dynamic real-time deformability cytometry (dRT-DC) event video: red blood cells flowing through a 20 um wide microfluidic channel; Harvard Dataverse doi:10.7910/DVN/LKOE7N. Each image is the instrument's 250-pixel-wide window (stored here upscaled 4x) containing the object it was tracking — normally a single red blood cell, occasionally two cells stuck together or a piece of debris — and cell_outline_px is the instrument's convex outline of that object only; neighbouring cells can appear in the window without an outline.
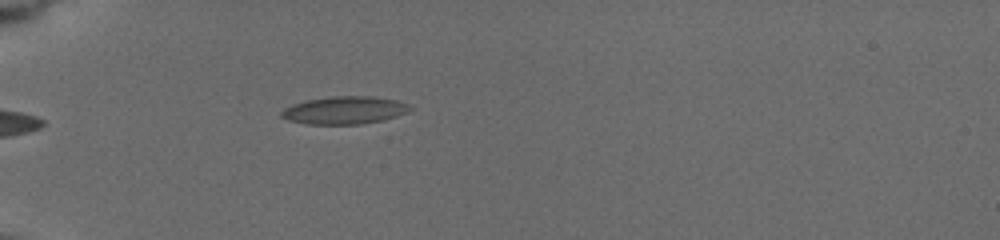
{"species": "common noctule bat (a hibernating species)", "species_latin": "Nyctalus noctula", "temperature_condition": "cold", "stored_images_in_passage": 30, "camera_frame_rate_fps": 3000, "um_per_image_px": 0.085, "animal": {"sex": "female", "body_mass_g": 19.5, "forearm_length_mm": 54.1}, "frame": {"image": 1, "passage_image": 4, "time_ms": 1.333, "image_size_px": [1000, 240], "cell_outline_px": [[412, 108], [408, 112], [384, 120], [360, 124], [308, 124], [288, 120], [280, 116], [280, 112], [284, 108], [292, 104], [304, 100], [328, 96], [372, 96], [396, 100], [408, 104]], "centroid_in_image_um": [29.26, 9.36], "position_along_channel_um": 55.7, "area_um2": 20.92}}
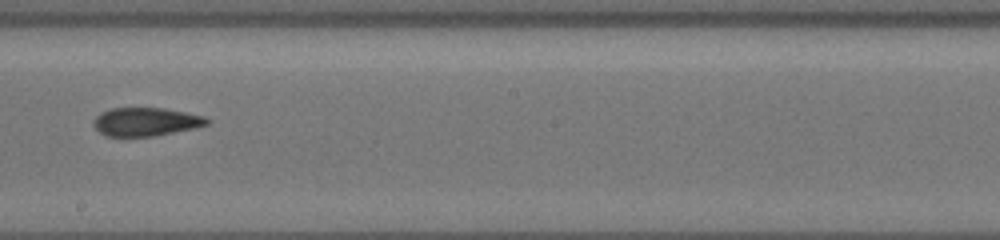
{"frame": {"image": 2, "passage_image": 16, "time_ms": 6.667, "image_size_px": [1000, 240], "cell_outline_px": [[208, 124], [196, 128], [152, 136], [104, 136], [92, 124], [92, 120], [100, 112], [112, 108], [164, 108], [204, 116], [208, 120]], "centroid_in_image_um": [12.35, 10.35], "position_along_channel_um": 235.8, "area_um2": 18.73}}
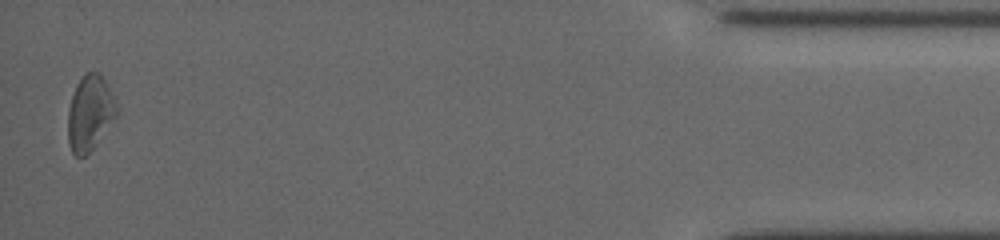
{"frame": {"image": 3, "passage_image": 30, "time_ms": 13.667, "image_size_px": [1000, 240], "cell_outline_px": [[120, 112], [92, 148], [84, 156], [76, 156], [72, 152], [68, 144], [68, 112], [72, 96], [76, 84], [84, 72], [100, 72], [120, 108]], "centroid_in_image_um": [7.65, 9.57], "position_along_channel_um": 427.5, "area_um2": 21.39}, "authors_computed_cell_mechanics": {"area_um2": 19.7676, "velocity_mm_per_s": 3.7529, "shape_relaxation_time_tau1_ms": null, "shape_relaxation_time_tau2_ms": 4.4367, "deformation_change_tau1": null, "deformation_change_tau2": 0.1191}}